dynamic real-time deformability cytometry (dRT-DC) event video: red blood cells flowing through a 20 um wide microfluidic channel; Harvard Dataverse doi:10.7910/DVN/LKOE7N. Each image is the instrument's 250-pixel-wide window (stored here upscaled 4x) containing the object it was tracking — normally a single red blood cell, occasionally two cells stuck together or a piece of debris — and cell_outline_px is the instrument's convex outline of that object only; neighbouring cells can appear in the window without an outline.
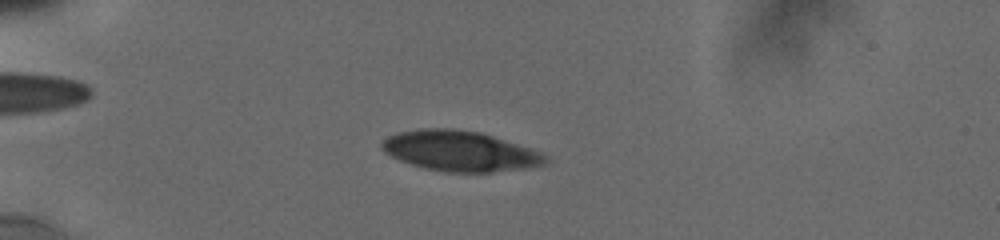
{"species": "human", "species_latin": "Homo sapiens", "temperature_condition": "cold", "stored_images_in_passage": 14, "camera_frame_rate_fps": 3000, "um_per_image_px": 0.085, "donor": {"sex": "male"}, "frame": {"image": 1, "passage_image": 5, "time_ms": 1.333, "image_size_px": [1000, 240], "cell_outline_px": [[548, 160], [544, 164], [524, 168], [492, 172], [448, 172], [424, 168], [400, 160], [384, 152], [380, 148], [380, 144], [388, 136], [396, 132], [420, 128], [452, 128], [480, 132], [540, 152], [548, 156]], "centroid_in_image_um": [39.04, 12.83], "position_along_channel_um": 46.0, "area_um2": 38.21}}
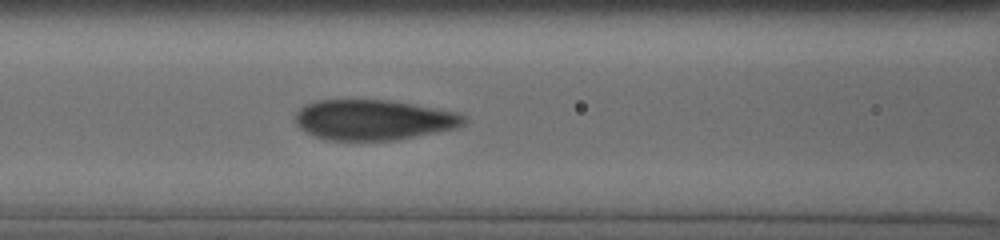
{"frame": {"image": 2, "passage_image": 14, "time_ms": 4.667, "image_size_px": [1000, 240], "cell_outline_px": [[468, 120], [464, 124], [456, 128], [396, 140], [324, 140], [312, 136], [304, 132], [296, 124], [296, 112], [300, 108], [316, 100], [388, 100], [412, 104], [456, 112], [464, 116]], "centroid_in_image_um": [31.72, 10.2], "position_along_channel_um": 134.9, "area_um2": 39.59}}